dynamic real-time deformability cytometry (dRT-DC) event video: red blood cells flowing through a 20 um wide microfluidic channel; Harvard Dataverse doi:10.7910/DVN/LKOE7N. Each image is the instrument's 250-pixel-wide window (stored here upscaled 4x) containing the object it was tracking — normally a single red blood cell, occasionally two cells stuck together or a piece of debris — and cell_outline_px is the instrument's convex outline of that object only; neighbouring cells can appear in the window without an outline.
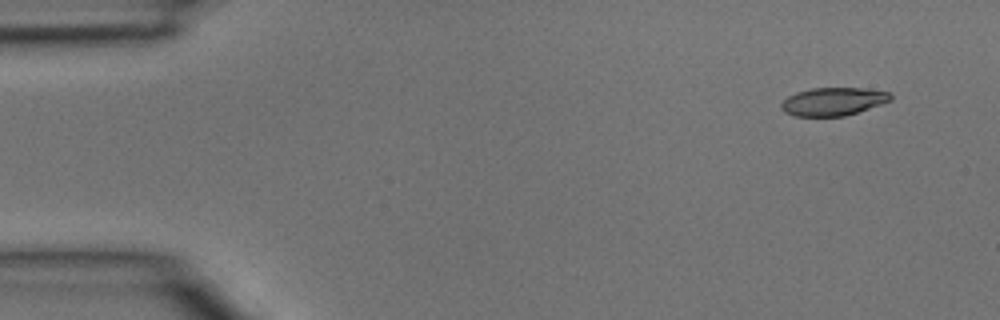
{"species": "common noctule bat (a hibernating species)", "species_latin": "Nyctalus noctula", "temperature_condition": "room temperature", "stored_images_in_passage": 4, "camera_frame_rate_fps": 3000, "um_per_image_px": 0.085, "animal": {"sex": "male", "body_mass_g": 15.6}, "frame": {"image": 1, "passage_image": 1, "time_ms": 0.0, "image_size_px": [1000, 320], "cell_outline_px": [[892, 100], [844, 116], [796, 116], [784, 112], [780, 108], [780, 104], [788, 96], [796, 92], [812, 88], [864, 88], [888, 92], [892, 96]], "centroid_in_image_um": [70.78, 8.62], "position_along_channel_um": 14.2, "area_um2": 17.74}}
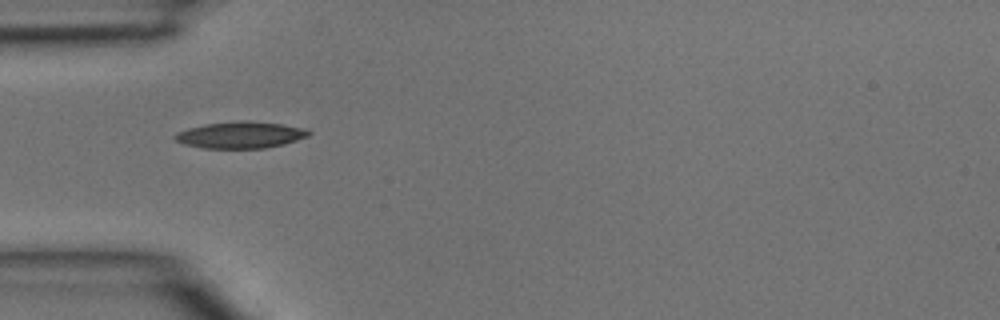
{"frame": {"image": 2, "passage_image": 3, "time_ms": 0.667, "image_size_px": [1000, 320], "cell_outline_px": [[312, 132], [308, 136], [284, 144], [264, 148], [204, 148], [184, 144], [176, 140], [172, 136], [176, 132], [188, 128], [204, 124], [236, 120], [248, 120], [280, 124], [304, 128]], "centroid_in_image_um": [20.41, 11.46], "position_along_channel_um": 64.6, "area_um2": 20.81}}